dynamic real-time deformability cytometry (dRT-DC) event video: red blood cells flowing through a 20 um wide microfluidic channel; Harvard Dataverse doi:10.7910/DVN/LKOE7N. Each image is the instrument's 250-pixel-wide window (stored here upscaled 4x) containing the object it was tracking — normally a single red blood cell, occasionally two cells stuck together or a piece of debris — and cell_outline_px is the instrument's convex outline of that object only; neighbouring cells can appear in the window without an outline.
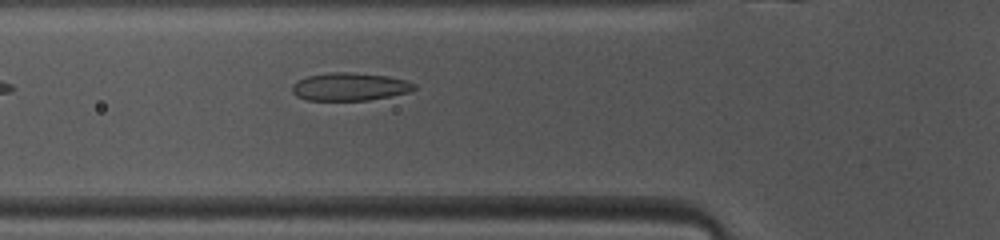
{"species": "common noctule bat (a hibernating species)", "species_latin": "Nyctalus noctula", "temperature_condition": "warm", "stored_images_in_passage": 25, "camera_frame_rate_fps": 3000, "um_per_image_px": 0.085, "animal": {"sex": "female", "body_mass_g": 10.0, "forearm_length_mm": 53.1}, "frame": {"image": 1, "passage_image": 7, "time_ms": 2.0, "image_size_px": [1000, 240], "cell_outline_px": [[416, 88], [408, 92], [368, 100], [308, 100], [296, 96], [292, 92], [292, 84], [296, 80], [308, 76], [332, 72], [348, 72], [388, 76], [404, 80], [416, 84]], "centroid_in_image_um": [29.69, 7.37], "position_along_channel_um": 96.1, "area_um2": 19.71}}
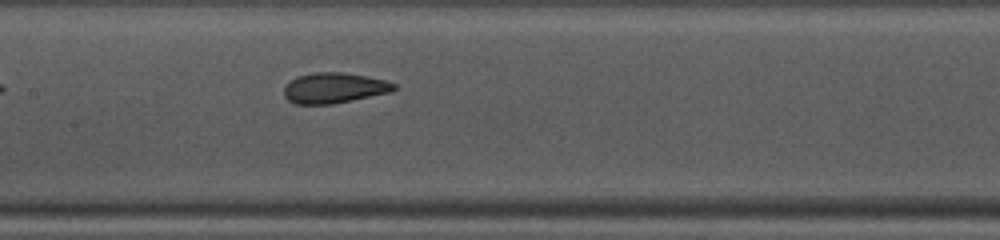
{"frame": {"image": 2, "passage_image": 13, "time_ms": 4.0, "image_size_px": [1000, 240], "cell_outline_px": [[396, 88], [392, 92], [332, 104], [296, 104], [288, 100], [284, 96], [284, 88], [296, 76], [316, 72], [340, 72], [368, 76], [384, 80], [396, 84]], "centroid_in_image_um": [28.41, 7.47], "position_along_channel_um": 179.0, "area_um2": 19.48}}
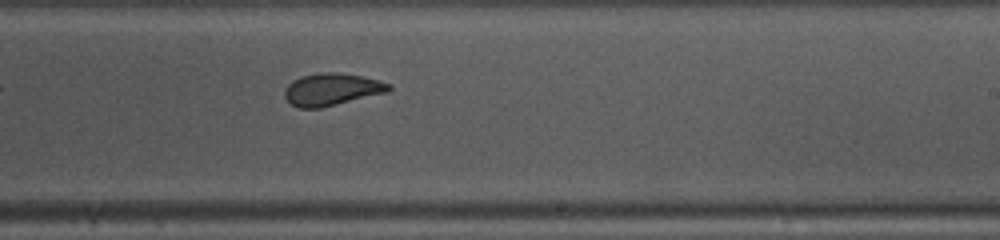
{"frame": {"image": 3, "passage_image": 19, "time_ms": 6.0, "image_size_px": [1000, 240], "cell_outline_px": [[392, 88], [388, 92], [320, 108], [300, 108], [292, 104], [284, 96], [284, 92], [288, 84], [292, 80], [300, 76], [320, 72], [332, 72], [364, 76], [380, 80], [392, 84]], "centroid_in_image_um": [28.22, 7.58], "position_along_channel_um": 260.8, "area_um2": 19.65}}